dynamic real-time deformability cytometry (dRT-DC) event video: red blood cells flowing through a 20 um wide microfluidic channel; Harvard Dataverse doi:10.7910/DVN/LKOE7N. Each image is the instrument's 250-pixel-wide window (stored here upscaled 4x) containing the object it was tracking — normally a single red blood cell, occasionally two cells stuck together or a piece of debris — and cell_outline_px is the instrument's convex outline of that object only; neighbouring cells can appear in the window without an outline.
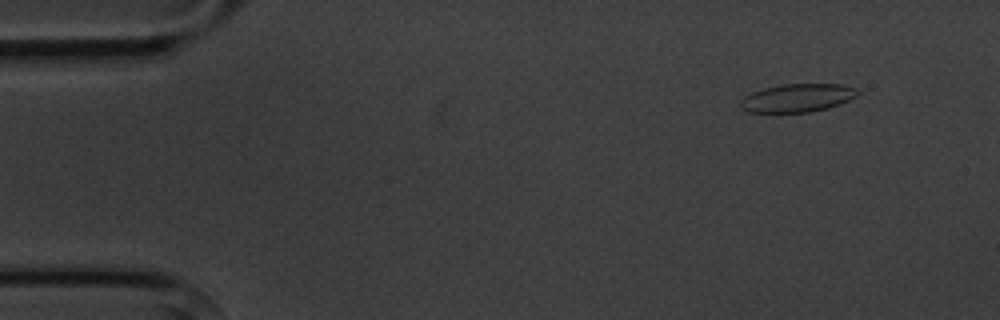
{"species": "common noctule bat (a hibernating species)", "species_latin": "Nyctalus noctula", "temperature_condition": "cold", "stored_images_in_passage": 5, "camera_frame_rate_fps": 3000, "um_per_image_px": 0.085, "animal": {"sex": "male", "body_mass_g": 20.1, "forearm_length_mm": 53.5}, "frame": {"image": 1, "passage_image": 1, "time_ms": 0.0, "image_size_px": [1000, 320], "cell_outline_px": [[860, 92], [856, 96], [840, 104], [828, 108], [808, 112], [748, 112], [740, 108], [740, 100], [744, 96], [752, 92], [764, 88], [780, 84], [840, 84], [856, 88]], "centroid_in_image_um": [67.76, 8.32], "position_along_channel_um": 17.2, "area_um2": 19.31}}
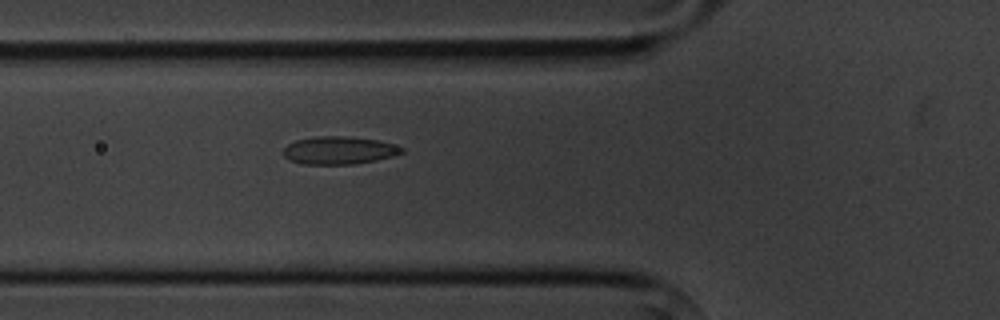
{"frame": {"image": 2, "passage_image": 5, "time_ms": 4.667, "image_size_px": [1000, 320], "cell_outline_px": [[404, 152], [392, 156], [376, 160], [352, 164], [304, 164], [288, 160], [284, 156], [284, 148], [288, 144], [296, 140], [316, 136], [344, 136], [380, 140], [404, 148]], "centroid_in_image_um": [28.81, 12.77], "position_along_channel_um": 97.0, "area_um2": 19.13}}